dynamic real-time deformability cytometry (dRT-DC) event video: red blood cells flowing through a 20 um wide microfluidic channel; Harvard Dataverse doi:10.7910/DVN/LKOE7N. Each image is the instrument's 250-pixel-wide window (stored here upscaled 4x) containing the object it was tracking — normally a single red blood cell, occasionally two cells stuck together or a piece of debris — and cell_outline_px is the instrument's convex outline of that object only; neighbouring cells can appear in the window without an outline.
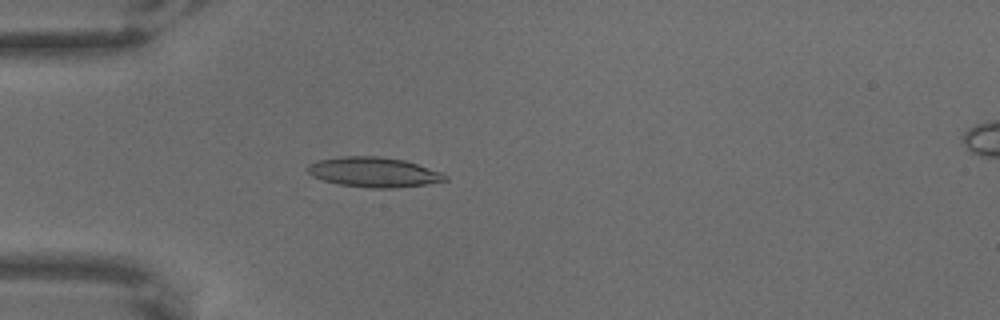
{"species": "common noctule bat (a hibernating species)", "species_latin": "Nyctalus noctula", "temperature_condition": "warm", "stored_images_in_passage": 47, "camera_frame_rate_fps": 3000, "um_per_image_px": 0.085, "animal": {"sex": "male", "body_mass_g": 18.8}, "frame": {"image": 1, "passage_image": 2, "time_ms": 0.333, "image_size_px": [1000, 320], "cell_outline_px": [[448, 180], [428, 184], [396, 188], [372, 188], [340, 184], [324, 180], [312, 176], [304, 168], [308, 164], [316, 160], [340, 156], [380, 156], [404, 160], [444, 172], [448, 176]], "centroid_in_image_um": [31.78, 14.62], "position_along_channel_um": 53.2, "area_um2": 24.28}}
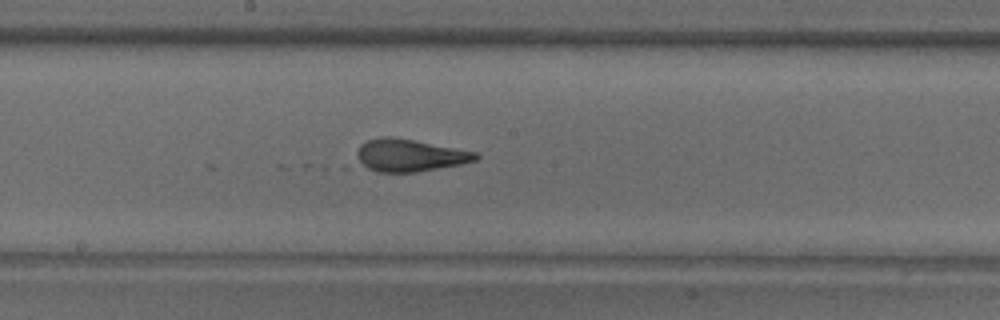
{"frame": {"image": 2, "passage_image": 18, "time_ms": 5.667, "image_size_px": [1000, 320], "cell_outline_px": [[480, 156], [476, 160], [460, 164], [416, 172], [376, 172], [344, 168], [360, 144], [368, 140], [384, 136], [392, 136], [476, 152]], "centroid_in_image_um": [34.49, 13.25], "position_along_channel_um": 213.7, "area_um2": 23.81}}
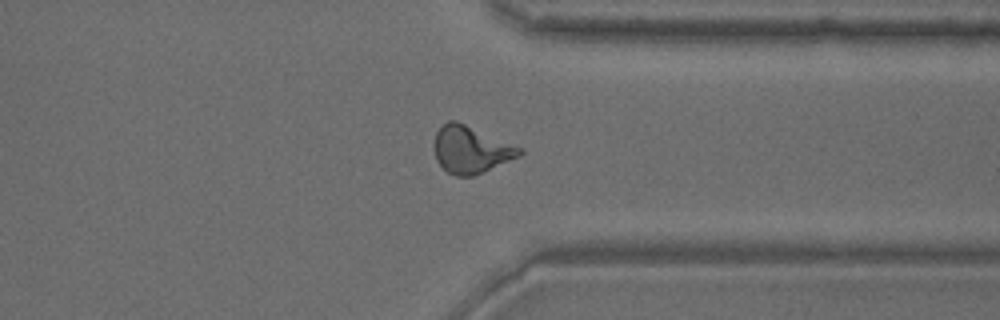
{"frame": {"image": 3, "passage_image": 33, "time_ms": 10.667, "image_size_px": [1000, 320], "cell_outline_px": [[524, 152], [520, 156], [484, 172], [472, 176], [456, 176], [448, 172], [436, 160], [436, 132], [448, 120], [456, 120], [524, 148]], "centroid_in_image_um": [40.08, 12.72], "position_along_channel_um": 371.3, "area_um2": 23.29}}